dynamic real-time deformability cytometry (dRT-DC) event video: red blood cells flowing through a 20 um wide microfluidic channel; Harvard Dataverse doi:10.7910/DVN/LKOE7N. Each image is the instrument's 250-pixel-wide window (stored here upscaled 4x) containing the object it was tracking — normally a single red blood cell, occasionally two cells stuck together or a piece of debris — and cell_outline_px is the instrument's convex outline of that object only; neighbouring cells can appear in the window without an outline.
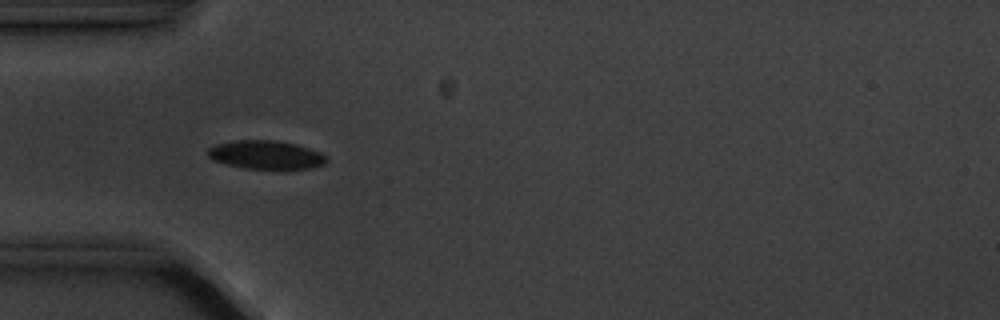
{"species": "common noctule bat (a hibernating species)", "species_latin": "Nyctalus noctula", "temperature_condition": "cold", "stored_images_in_passage": 5, "camera_frame_rate_fps": 3000, "um_per_image_px": 0.085, "animal": {"sex": "male", "body_mass_g": 20.1, "forearm_length_mm": 53.5}, "frame": {"image": 1, "passage_image": 5, "time_ms": 4.667, "image_size_px": [1000, 320], "cell_outline_px": [[328, 160], [324, 164], [312, 168], [244, 168], [212, 160], [208, 156], [208, 148], [216, 144], [232, 140], [276, 140], [296, 144], [320, 152]], "centroid_in_image_um": [22.58, 13.14], "position_along_channel_um": 62.4, "area_um2": 19.54}}